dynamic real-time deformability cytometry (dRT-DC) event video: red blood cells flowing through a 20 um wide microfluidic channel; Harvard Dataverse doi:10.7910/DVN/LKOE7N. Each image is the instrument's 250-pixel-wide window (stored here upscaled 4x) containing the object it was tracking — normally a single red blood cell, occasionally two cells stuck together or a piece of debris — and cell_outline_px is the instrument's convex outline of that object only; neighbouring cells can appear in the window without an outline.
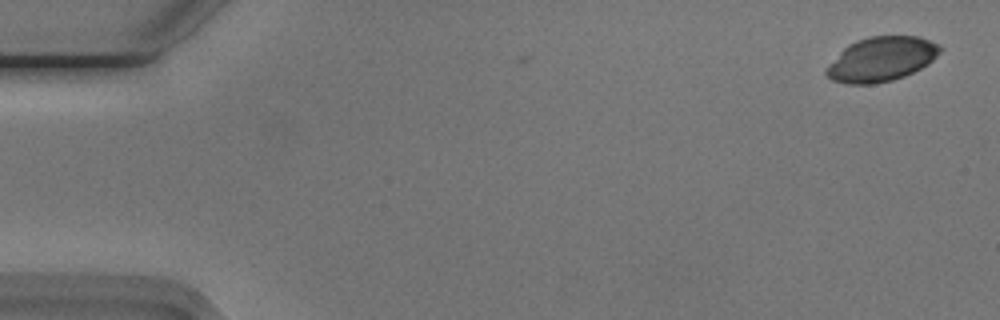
{"species": "Egyptian fruit bat (a non-hibernating species)", "species_latin": "Rousettus aegyptiacus", "temperature_condition": "cold", "stored_images_in_passage": 5, "camera_frame_rate_fps": 3000, "um_per_image_px": 0.085, "animal": {"sex": "male"}, "frame": {"image": 1, "passage_image": 5, "time_ms": 1.333, "image_size_px": [1000, 320], "cell_outline_px": [[944, 48], [928, 64], [904, 76], [892, 80], [872, 84], [848, 84], [832, 80], [824, 72], [828, 64], [848, 44], [856, 40], [868, 36], [916, 36], [940, 44]], "centroid_in_image_um": [74.91, 5.02], "position_along_channel_um": 10.1, "area_um2": 29.42}}